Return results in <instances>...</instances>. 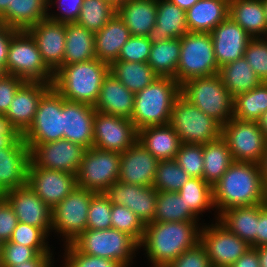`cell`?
Listing matches in <instances>:
<instances>
[{
    "label": "cell",
    "instance_id": "obj_1",
    "mask_svg": "<svg viewBox=\"0 0 267 267\" xmlns=\"http://www.w3.org/2000/svg\"><path fill=\"white\" fill-rule=\"evenodd\" d=\"M212 190L213 204L219 214L232 207L267 202V188L259 164L256 163L234 161L212 186Z\"/></svg>",
    "mask_w": 267,
    "mask_h": 267
},
{
    "label": "cell",
    "instance_id": "obj_2",
    "mask_svg": "<svg viewBox=\"0 0 267 267\" xmlns=\"http://www.w3.org/2000/svg\"><path fill=\"white\" fill-rule=\"evenodd\" d=\"M198 228L197 221L151 222L145 225L139 248L144 247L154 267H166L200 241Z\"/></svg>",
    "mask_w": 267,
    "mask_h": 267
},
{
    "label": "cell",
    "instance_id": "obj_3",
    "mask_svg": "<svg viewBox=\"0 0 267 267\" xmlns=\"http://www.w3.org/2000/svg\"><path fill=\"white\" fill-rule=\"evenodd\" d=\"M110 65L98 60L63 65L55 74L52 86L67 101L94 106Z\"/></svg>",
    "mask_w": 267,
    "mask_h": 267
},
{
    "label": "cell",
    "instance_id": "obj_4",
    "mask_svg": "<svg viewBox=\"0 0 267 267\" xmlns=\"http://www.w3.org/2000/svg\"><path fill=\"white\" fill-rule=\"evenodd\" d=\"M179 95L180 84L172 77H158L138 91L131 117L136 129L169 124L174 101Z\"/></svg>",
    "mask_w": 267,
    "mask_h": 267
},
{
    "label": "cell",
    "instance_id": "obj_5",
    "mask_svg": "<svg viewBox=\"0 0 267 267\" xmlns=\"http://www.w3.org/2000/svg\"><path fill=\"white\" fill-rule=\"evenodd\" d=\"M180 94L221 126L233 118L234 97L218 74L184 82Z\"/></svg>",
    "mask_w": 267,
    "mask_h": 267
},
{
    "label": "cell",
    "instance_id": "obj_6",
    "mask_svg": "<svg viewBox=\"0 0 267 267\" xmlns=\"http://www.w3.org/2000/svg\"><path fill=\"white\" fill-rule=\"evenodd\" d=\"M210 33L187 32L180 38V56L174 79L180 86L191 79L218 74Z\"/></svg>",
    "mask_w": 267,
    "mask_h": 267
},
{
    "label": "cell",
    "instance_id": "obj_7",
    "mask_svg": "<svg viewBox=\"0 0 267 267\" xmlns=\"http://www.w3.org/2000/svg\"><path fill=\"white\" fill-rule=\"evenodd\" d=\"M83 254L98 256L129 267L139 243L130 235L117 229H86L71 243Z\"/></svg>",
    "mask_w": 267,
    "mask_h": 267
},
{
    "label": "cell",
    "instance_id": "obj_8",
    "mask_svg": "<svg viewBox=\"0 0 267 267\" xmlns=\"http://www.w3.org/2000/svg\"><path fill=\"white\" fill-rule=\"evenodd\" d=\"M6 74L26 82L53 84L54 73L44 63L35 40L26 30H18L8 46Z\"/></svg>",
    "mask_w": 267,
    "mask_h": 267
},
{
    "label": "cell",
    "instance_id": "obj_9",
    "mask_svg": "<svg viewBox=\"0 0 267 267\" xmlns=\"http://www.w3.org/2000/svg\"><path fill=\"white\" fill-rule=\"evenodd\" d=\"M169 124L181 143L206 144L221 137L222 126L181 94L174 101Z\"/></svg>",
    "mask_w": 267,
    "mask_h": 267
},
{
    "label": "cell",
    "instance_id": "obj_10",
    "mask_svg": "<svg viewBox=\"0 0 267 267\" xmlns=\"http://www.w3.org/2000/svg\"><path fill=\"white\" fill-rule=\"evenodd\" d=\"M121 153L100 150L95 147L86 149L76 174L77 187L104 193L119 178Z\"/></svg>",
    "mask_w": 267,
    "mask_h": 267
},
{
    "label": "cell",
    "instance_id": "obj_11",
    "mask_svg": "<svg viewBox=\"0 0 267 267\" xmlns=\"http://www.w3.org/2000/svg\"><path fill=\"white\" fill-rule=\"evenodd\" d=\"M63 139V96L52 86L40 99L32 125L23 134L31 150L37 144Z\"/></svg>",
    "mask_w": 267,
    "mask_h": 267
},
{
    "label": "cell",
    "instance_id": "obj_12",
    "mask_svg": "<svg viewBox=\"0 0 267 267\" xmlns=\"http://www.w3.org/2000/svg\"><path fill=\"white\" fill-rule=\"evenodd\" d=\"M95 194L76 187L52 208V231L63 234L65 244H71L86 230L90 201Z\"/></svg>",
    "mask_w": 267,
    "mask_h": 267
},
{
    "label": "cell",
    "instance_id": "obj_13",
    "mask_svg": "<svg viewBox=\"0 0 267 267\" xmlns=\"http://www.w3.org/2000/svg\"><path fill=\"white\" fill-rule=\"evenodd\" d=\"M221 137L226 141L235 162L259 164L267 149V141L257 121L230 119L222 126Z\"/></svg>",
    "mask_w": 267,
    "mask_h": 267
},
{
    "label": "cell",
    "instance_id": "obj_14",
    "mask_svg": "<svg viewBox=\"0 0 267 267\" xmlns=\"http://www.w3.org/2000/svg\"><path fill=\"white\" fill-rule=\"evenodd\" d=\"M203 227L200 243L205 247L212 267H230L251 247L219 221Z\"/></svg>",
    "mask_w": 267,
    "mask_h": 267
},
{
    "label": "cell",
    "instance_id": "obj_15",
    "mask_svg": "<svg viewBox=\"0 0 267 267\" xmlns=\"http://www.w3.org/2000/svg\"><path fill=\"white\" fill-rule=\"evenodd\" d=\"M137 139L138 130L130 119L95 112L93 147L123 153Z\"/></svg>",
    "mask_w": 267,
    "mask_h": 267
},
{
    "label": "cell",
    "instance_id": "obj_16",
    "mask_svg": "<svg viewBox=\"0 0 267 267\" xmlns=\"http://www.w3.org/2000/svg\"><path fill=\"white\" fill-rule=\"evenodd\" d=\"M86 148L61 139L37 144L30 150L31 161L39 168L77 174Z\"/></svg>",
    "mask_w": 267,
    "mask_h": 267
},
{
    "label": "cell",
    "instance_id": "obj_17",
    "mask_svg": "<svg viewBox=\"0 0 267 267\" xmlns=\"http://www.w3.org/2000/svg\"><path fill=\"white\" fill-rule=\"evenodd\" d=\"M28 185L50 207H55L77 187L76 174L37 167L32 161Z\"/></svg>",
    "mask_w": 267,
    "mask_h": 267
},
{
    "label": "cell",
    "instance_id": "obj_18",
    "mask_svg": "<svg viewBox=\"0 0 267 267\" xmlns=\"http://www.w3.org/2000/svg\"><path fill=\"white\" fill-rule=\"evenodd\" d=\"M13 208L18 222L41 228L47 235L52 230L50 208L27 184L2 195Z\"/></svg>",
    "mask_w": 267,
    "mask_h": 267
},
{
    "label": "cell",
    "instance_id": "obj_19",
    "mask_svg": "<svg viewBox=\"0 0 267 267\" xmlns=\"http://www.w3.org/2000/svg\"><path fill=\"white\" fill-rule=\"evenodd\" d=\"M104 193L112 204L129 208L144 225L154 221L158 191L153 186H139L117 181Z\"/></svg>",
    "mask_w": 267,
    "mask_h": 267
},
{
    "label": "cell",
    "instance_id": "obj_20",
    "mask_svg": "<svg viewBox=\"0 0 267 267\" xmlns=\"http://www.w3.org/2000/svg\"><path fill=\"white\" fill-rule=\"evenodd\" d=\"M26 31L35 40L46 66L55 74L64 65L66 23L46 18Z\"/></svg>",
    "mask_w": 267,
    "mask_h": 267
},
{
    "label": "cell",
    "instance_id": "obj_21",
    "mask_svg": "<svg viewBox=\"0 0 267 267\" xmlns=\"http://www.w3.org/2000/svg\"><path fill=\"white\" fill-rule=\"evenodd\" d=\"M214 53L218 66L244 57L247 44L252 37L231 17L219 23L211 32Z\"/></svg>",
    "mask_w": 267,
    "mask_h": 267
},
{
    "label": "cell",
    "instance_id": "obj_22",
    "mask_svg": "<svg viewBox=\"0 0 267 267\" xmlns=\"http://www.w3.org/2000/svg\"><path fill=\"white\" fill-rule=\"evenodd\" d=\"M94 106L63 98V139L89 149L94 139Z\"/></svg>",
    "mask_w": 267,
    "mask_h": 267
},
{
    "label": "cell",
    "instance_id": "obj_23",
    "mask_svg": "<svg viewBox=\"0 0 267 267\" xmlns=\"http://www.w3.org/2000/svg\"><path fill=\"white\" fill-rule=\"evenodd\" d=\"M158 160L140 143L121 153L119 182L153 186Z\"/></svg>",
    "mask_w": 267,
    "mask_h": 267
},
{
    "label": "cell",
    "instance_id": "obj_24",
    "mask_svg": "<svg viewBox=\"0 0 267 267\" xmlns=\"http://www.w3.org/2000/svg\"><path fill=\"white\" fill-rule=\"evenodd\" d=\"M51 87L50 83L25 81L16 91L5 115L22 134L32 125L39 101Z\"/></svg>",
    "mask_w": 267,
    "mask_h": 267
},
{
    "label": "cell",
    "instance_id": "obj_25",
    "mask_svg": "<svg viewBox=\"0 0 267 267\" xmlns=\"http://www.w3.org/2000/svg\"><path fill=\"white\" fill-rule=\"evenodd\" d=\"M31 162L29 147L4 148L0 151V195L28 184Z\"/></svg>",
    "mask_w": 267,
    "mask_h": 267
},
{
    "label": "cell",
    "instance_id": "obj_26",
    "mask_svg": "<svg viewBox=\"0 0 267 267\" xmlns=\"http://www.w3.org/2000/svg\"><path fill=\"white\" fill-rule=\"evenodd\" d=\"M135 94L130 92L110 72L104 78L94 109L96 111L130 119L134 109Z\"/></svg>",
    "mask_w": 267,
    "mask_h": 267
},
{
    "label": "cell",
    "instance_id": "obj_27",
    "mask_svg": "<svg viewBox=\"0 0 267 267\" xmlns=\"http://www.w3.org/2000/svg\"><path fill=\"white\" fill-rule=\"evenodd\" d=\"M188 31L186 11L169 0H157L156 25L147 35L154 44L171 38H181Z\"/></svg>",
    "mask_w": 267,
    "mask_h": 267
},
{
    "label": "cell",
    "instance_id": "obj_28",
    "mask_svg": "<svg viewBox=\"0 0 267 267\" xmlns=\"http://www.w3.org/2000/svg\"><path fill=\"white\" fill-rule=\"evenodd\" d=\"M130 36L129 29L115 13L101 30L94 33L96 58L111 65L118 60L119 53Z\"/></svg>",
    "mask_w": 267,
    "mask_h": 267
},
{
    "label": "cell",
    "instance_id": "obj_29",
    "mask_svg": "<svg viewBox=\"0 0 267 267\" xmlns=\"http://www.w3.org/2000/svg\"><path fill=\"white\" fill-rule=\"evenodd\" d=\"M137 142L157 160L175 159L182 144L178 134L170 124L139 129Z\"/></svg>",
    "mask_w": 267,
    "mask_h": 267
},
{
    "label": "cell",
    "instance_id": "obj_30",
    "mask_svg": "<svg viewBox=\"0 0 267 267\" xmlns=\"http://www.w3.org/2000/svg\"><path fill=\"white\" fill-rule=\"evenodd\" d=\"M133 36H145L156 25L157 0H129L116 8Z\"/></svg>",
    "mask_w": 267,
    "mask_h": 267
},
{
    "label": "cell",
    "instance_id": "obj_31",
    "mask_svg": "<svg viewBox=\"0 0 267 267\" xmlns=\"http://www.w3.org/2000/svg\"><path fill=\"white\" fill-rule=\"evenodd\" d=\"M229 16V0H198L186 11L189 32L210 33Z\"/></svg>",
    "mask_w": 267,
    "mask_h": 267
},
{
    "label": "cell",
    "instance_id": "obj_32",
    "mask_svg": "<svg viewBox=\"0 0 267 267\" xmlns=\"http://www.w3.org/2000/svg\"><path fill=\"white\" fill-rule=\"evenodd\" d=\"M218 220L230 232L257 248V219L259 204L254 206L232 207L217 214Z\"/></svg>",
    "mask_w": 267,
    "mask_h": 267
},
{
    "label": "cell",
    "instance_id": "obj_33",
    "mask_svg": "<svg viewBox=\"0 0 267 267\" xmlns=\"http://www.w3.org/2000/svg\"><path fill=\"white\" fill-rule=\"evenodd\" d=\"M48 0H13L0 22L16 30H27L47 18Z\"/></svg>",
    "mask_w": 267,
    "mask_h": 267
},
{
    "label": "cell",
    "instance_id": "obj_34",
    "mask_svg": "<svg viewBox=\"0 0 267 267\" xmlns=\"http://www.w3.org/2000/svg\"><path fill=\"white\" fill-rule=\"evenodd\" d=\"M229 17L252 38L267 36V22L262 0H229Z\"/></svg>",
    "mask_w": 267,
    "mask_h": 267
},
{
    "label": "cell",
    "instance_id": "obj_35",
    "mask_svg": "<svg viewBox=\"0 0 267 267\" xmlns=\"http://www.w3.org/2000/svg\"><path fill=\"white\" fill-rule=\"evenodd\" d=\"M95 58L94 33L76 22L66 23L64 65Z\"/></svg>",
    "mask_w": 267,
    "mask_h": 267
},
{
    "label": "cell",
    "instance_id": "obj_36",
    "mask_svg": "<svg viewBox=\"0 0 267 267\" xmlns=\"http://www.w3.org/2000/svg\"><path fill=\"white\" fill-rule=\"evenodd\" d=\"M218 75L233 97L249 92L262 83L244 57L219 68Z\"/></svg>",
    "mask_w": 267,
    "mask_h": 267
},
{
    "label": "cell",
    "instance_id": "obj_37",
    "mask_svg": "<svg viewBox=\"0 0 267 267\" xmlns=\"http://www.w3.org/2000/svg\"><path fill=\"white\" fill-rule=\"evenodd\" d=\"M234 162L226 141L217 140L203 144V179L213 186Z\"/></svg>",
    "mask_w": 267,
    "mask_h": 267
},
{
    "label": "cell",
    "instance_id": "obj_38",
    "mask_svg": "<svg viewBox=\"0 0 267 267\" xmlns=\"http://www.w3.org/2000/svg\"><path fill=\"white\" fill-rule=\"evenodd\" d=\"M110 73L134 94L159 77L149 64L144 62L116 60L110 65Z\"/></svg>",
    "mask_w": 267,
    "mask_h": 267
},
{
    "label": "cell",
    "instance_id": "obj_39",
    "mask_svg": "<svg viewBox=\"0 0 267 267\" xmlns=\"http://www.w3.org/2000/svg\"><path fill=\"white\" fill-rule=\"evenodd\" d=\"M179 56L180 38H171L151 45L147 63L159 77L174 78Z\"/></svg>",
    "mask_w": 267,
    "mask_h": 267
},
{
    "label": "cell",
    "instance_id": "obj_40",
    "mask_svg": "<svg viewBox=\"0 0 267 267\" xmlns=\"http://www.w3.org/2000/svg\"><path fill=\"white\" fill-rule=\"evenodd\" d=\"M199 219L178 192L158 191L153 222H185Z\"/></svg>",
    "mask_w": 267,
    "mask_h": 267
},
{
    "label": "cell",
    "instance_id": "obj_41",
    "mask_svg": "<svg viewBox=\"0 0 267 267\" xmlns=\"http://www.w3.org/2000/svg\"><path fill=\"white\" fill-rule=\"evenodd\" d=\"M267 111V82L260 83L249 92L234 97L233 118L242 121H257Z\"/></svg>",
    "mask_w": 267,
    "mask_h": 267
},
{
    "label": "cell",
    "instance_id": "obj_42",
    "mask_svg": "<svg viewBox=\"0 0 267 267\" xmlns=\"http://www.w3.org/2000/svg\"><path fill=\"white\" fill-rule=\"evenodd\" d=\"M178 194L197 217L203 211L214 208L212 186L204 179L192 177L181 187Z\"/></svg>",
    "mask_w": 267,
    "mask_h": 267
},
{
    "label": "cell",
    "instance_id": "obj_43",
    "mask_svg": "<svg viewBox=\"0 0 267 267\" xmlns=\"http://www.w3.org/2000/svg\"><path fill=\"white\" fill-rule=\"evenodd\" d=\"M116 13V7L106 0H84L76 23L87 30L96 33Z\"/></svg>",
    "mask_w": 267,
    "mask_h": 267
},
{
    "label": "cell",
    "instance_id": "obj_44",
    "mask_svg": "<svg viewBox=\"0 0 267 267\" xmlns=\"http://www.w3.org/2000/svg\"><path fill=\"white\" fill-rule=\"evenodd\" d=\"M191 178L175 159L158 160L153 187L157 191L178 192Z\"/></svg>",
    "mask_w": 267,
    "mask_h": 267
},
{
    "label": "cell",
    "instance_id": "obj_45",
    "mask_svg": "<svg viewBox=\"0 0 267 267\" xmlns=\"http://www.w3.org/2000/svg\"><path fill=\"white\" fill-rule=\"evenodd\" d=\"M111 224L113 229L127 233L138 243L142 241L145 225L138 216L126 206L112 204Z\"/></svg>",
    "mask_w": 267,
    "mask_h": 267
},
{
    "label": "cell",
    "instance_id": "obj_46",
    "mask_svg": "<svg viewBox=\"0 0 267 267\" xmlns=\"http://www.w3.org/2000/svg\"><path fill=\"white\" fill-rule=\"evenodd\" d=\"M47 237L41 228L18 222L9 241L31 247L38 254H52L49 244L45 242Z\"/></svg>",
    "mask_w": 267,
    "mask_h": 267
},
{
    "label": "cell",
    "instance_id": "obj_47",
    "mask_svg": "<svg viewBox=\"0 0 267 267\" xmlns=\"http://www.w3.org/2000/svg\"><path fill=\"white\" fill-rule=\"evenodd\" d=\"M175 160L188 175L203 179V144L182 143Z\"/></svg>",
    "mask_w": 267,
    "mask_h": 267
},
{
    "label": "cell",
    "instance_id": "obj_48",
    "mask_svg": "<svg viewBox=\"0 0 267 267\" xmlns=\"http://www.w3.org/2000/svg\"><path fill=\"white\" fill-rule=\"evenodd\" d=\"M111 209L112 203L105 193H96L90 201L86 229L102 230L112 228Z\"/></svg>",
    "mask_w": 267,
    "mask_h": 267
},
{
    "label": "cell",
    "instance_id": "obj_49",
    "mask_svg": "<svg viewBox=\"0 0 267 267\" xmlns=\"http://www.w3.org/2000/svg\"><path fill=\"white\" fill-rule=\"evenodd\" d=\"M244 58L262 82H267V40L252 38L247 44Z\"/></svg>",
    "mask_w": 267,
    "mask_h": 267
},
{
    "label": "cell",
    "instance_id": "obj_50",
    "mask_svg": "<svg viewBox=\"0 0 267 267\" xmlns=\"http://www.w3.org/2000/svg\"><path fill=\"white\" fill-rule=\"evenodd\" d=\"M65 263L63 267H123L120 263L106 258L83 254L72 244L65 245Z\"/></svg>",
    "mask_w": 267,
    "mask_h": 267
},
{
    "label": "cell",
    "instance_id": "obj_51",
    "mask_svg": "<svg viewBox=\"0 0 267 267\" xmlns=\"http://www.w3.org/2000/svg\"><path fill=\"white\" fill-rule=\"evenodd\" d=\"M151 45L152 43L147 37L131 35L128 41L123 45L118 60L147 63L150 56Z\"/></svg>",
    "mask_w": 267,
    "mask_h": 267
},
{
    "label": "cell",
    "instance_id": "obj_52",
    "mask_svg": "<svg viewBox=\"0 0 267 267\" xmlns=\"http://www.w3.org/2000/svg\"><path fill=\"white\" fill-rule=\"evenodd\" d=\"M37 255L31 247L8 241L2 244L0 267L18 266L20 263L33 260Z\"/></svg>",
    "mask_w": 267,
    "mask_h": 267
},
{
    "label": "cell",
    "instance_id": "obj_53",
    "mask_svg": "<svg viewBox=\"0 0 267 267\" xmlns=\"http://www.w3.org/2000/svg\"><path fill=\"white\" fill-rule=\"evenodd\" d=\"M166 267H212V265L205 247L199 241Z\"/></svg>",
    "mask_w": 267,
    "mask_h": 267
},
{
    "label": "cell",
    "instance_id": "obj_54",
    "mask_svg": "<svg viewBox=\"0 0 267 267\" xmlns=\"http://www.w3.org/2000/svg\"><path fill=\"white\" fill-rule=\"evenodd\" d=\"M25 144L23 134L5 114H0V151L4 148H22Z\"/></svg>",
    "mask_w": 267,
    "mask_h": 267
},
{
    "label": "cell",
    "instance_id": "obj_55",
    "mask_svg": "<svg viewBox=\"0 0 267 267\" xmlns=\"http://www.w3.org/2000/svg\"><path fill=\"white\" fill-rule=\"evenodd\" d=\"M55 2L58 4L57 9L61 14H48V19L61 23H74L78 20L84 0H55L54 2L48 0V5H55Z\"/></svg>",
    "mask_w": 267,
    "mask_h": 267
},
{
    "label": "cell",
    "instance_id": "obj_56",
    "mask_svg": "<svg viewBox=\"0 0 267 267\" xmlns=\"http://www.w3.org/2000/svg\"><path fill=\"white\" fill-rule=\"evenodd\" d=\"M25 81L17 76L0 75V114H6L16 91Z\"/></svg>",
    "mask_w": 267,
    "mask_h": 267
},
{
    "label": "cell",
    "instance_id": "obj_57",
    "mask_svg": "<svg viewBox=\"0 0 267 267\" xmlns=\"http://www.w3.org/2000/svg\"><path fill=\"white\" fill-rule=\"evenodd\" d=\"M18 224V218L7 200L0 195V241L8 242Z\"/></svg>",
    "mask_w": 267,
    "mask_h": 267
},
{
    "label": "cell",
    "instance_id": "obj_58",
    "mask_svg": "<svg viewBox=\"0 0 267 267\" xmlns=\"http://www.w3.org/2000/svg\"><path fill=\"white\" fill-rule=\"evenodd\" d=\"M18 30L8 27L0 22V75L6 74V61L8 55V46L11 37Z\"/></svg>",
    "mask_w": 267,
    "mask_h": 267
},
{
    "label": "cell",
    "instance_id": "obj_59",
    "mask_svg": "<svg viewBox=\"0 0 267 267\" xmlns=\"http://www.w3.org/2000/svg\"><path fill=\"white\" fill-rule=\"evenodd\" d=\"M267 245V202L259 204L257 219V247Z\"/></svg>",
    "mask_w": 267,
    "mask_h": 267
},
{
    "label": "cell",
    "instance_id": "obj_60",
    "mask_svg": "<svg viewBox=\"0 0 267 267\" xmlns=\"http://www.w3.org/2000/svg\"><path fill=\"white\" fill-rule=\"evenodd\" d=\"M230 267H260L257 250L250 247L234 264Z\"/></svg>",
    "mask_w": 267,
    "mask_h": 267
},
{
    "label": "cell",
    "instance_id": "obj_61",
    "mask_svg": "<svg viewBox=\"0 0 267 267\" xmlns=\"http://www.w3.org/2000/svg\"><path fill=\"white\" fill-rule=\"evenodd\" d=\"M53 254H38L33 260L20 263L18 266L13 267H51V257Z\"/></svg>",
    "mask_w": 267,
    "mask_h": 267
},
{
    "label": "cell",
    "instance_id": "obj_62",
    "mask_svg": "<svg viewBox=\"0 0 267 267\" xmlns=\"http://www.w3.org/2000/svg\"><path fill=\"white\" fill-rule=\"evenodd\" d=\"M259 167H260V171L262 174L263 183L265 187L267 188V149L265 153L262 155L261 161L259 163Z\"/></svg>",
    "mask_w": 267,
    "mask_h": 267
},
{
    "label": "cell",
    "instance_id": "obj_63",
    "mask_svg": "<svg viewBox=\"0 0 267 267\" xmlns=\"http://www.w3.org/2000/svg\"><path fill=\"white\" fill-rule=\"evenodd\" d=\"M260 261V267H267V245L255 248Z\"/></svg>",
    "mask_w": 267,
    "mask_h": 267
},
{
    "label": "cell",
    "instance_id": "obj_64",
    "mask_svg": "<svg viewBox=\"0 0 267 267\" xmlns=\"http://www.w3.org/2000/svg\"><path fill=\"white\" fill-rule=\"evenodd\" d=\"M257 123L267 141V111L261 114L260 118L257 120Z\"/></svg>",
    "mask_w": 267,
    "mask_h": 267
},
{
    "label": "cell",
    "instance_id": "obj_65",
    "mask_svg": "<svg viewBox=\"0 0 267 267\" xmlns=\"http://www.w3.org/2000/svg\"><path fill=\"white\" fill-rule=\"evenodd\" d=\"M170 2L178 5L182 10L187 11L191 8L198 0H169Z\"/></svg>",
    "mask_w": 267,
    "mask_h": 267
},
{
    "label": "cell",
    "instance_id": "obj_66",
    "mask_svg": "<svg viewBox=\"0 0 267 267\" xmlns=\"http://www.w3.org/2000/svg\"><path fill=\"white\" fill-rule=\"evenodd\" d=\"M13 0H0V17L7 11L8 4H11Z\"/></svg>",
    "mask_w": 267,
    "mask_h": 267
},
{
    "label": "cell",
    "instance_id": "obj_67",
    "mask_svg": "<svg viewBox=\"0 0 267 267\" xmlns=\"http://www.w3.org/2000/svg\"><path fill=\"white\" fill-rule=\"evenodd\" d=\"M129 0H110V2L117 8L121 4L128 2Z\"/></svg>",
    "mask_w": 267,
    "mask_h": 267
},
{
    "label": "cell",
    "instance_id": "obj_68",
    "mask_svg": "<svg viewBox=\"0 0 267 267\" xmlns=\"http://www.w3.org/2000/svg\"><path fill=\"white\" fill-rule=\"evenodd\" d=\"M262 4L264 7L265 17H266V22H267V0H262Z\"/></svg>",
    "mask_w": 267,
    "mask_h": 267
},
{
    "label": "cell",
    "instance_id": "obj_69",
    "mask_svg": "<svg viewBox=\"0 0 267 267\" xmlns=\"http://www.w3.org/2000/svg\"><path fill=\"white\" fill-rule=\"evenodd\" d=\"M2 242L0 241V260H1V257H2Z\"/></svg>",
    "mask_w": 267,
    "mask_h": 267
}]
</instances>
